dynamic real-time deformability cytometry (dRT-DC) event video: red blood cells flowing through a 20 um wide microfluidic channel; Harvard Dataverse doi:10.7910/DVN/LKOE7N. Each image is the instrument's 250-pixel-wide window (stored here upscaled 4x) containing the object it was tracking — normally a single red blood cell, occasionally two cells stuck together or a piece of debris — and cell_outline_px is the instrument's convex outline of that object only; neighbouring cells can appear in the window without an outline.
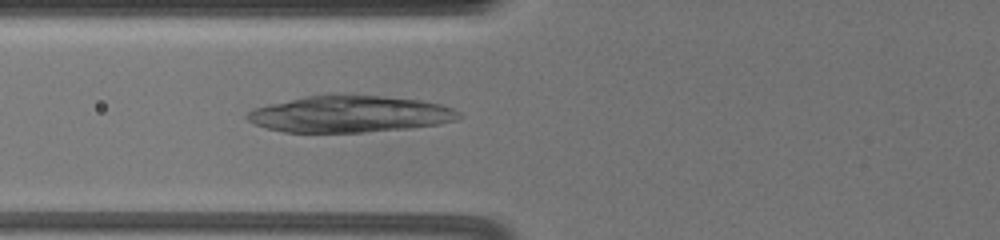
{"species": "common noctule bat (a hibernating species)", "species_latin": "Nyctalus noctula", "temperature_condition": "warm", "stored_images_in_passage": 66, "camera_frame_rate_fps": 3000, "um_per_image_px": 0.085, "animal": {"sex": "female", "body_mass_g": 19.5, "forearm_length_mm": 54.1}, "frame": {"image": 1, "passage_image": 30, "time_ms": 9.667, "image_size_px": [1000, 240], "cell_outline_px": [[460, 116], [456, 120], [440, 124], [408, 128], [364, 132], [284, 132], [268, 128], [256, 124], [248, 120], [244, 116], [248, 112], [256, 108], [268, 104], [308, 96], [380, 96], [420, 100], [440, 104], [452, 108], [460, 112]], "centroid_in_image_um": [29.75, 9.71], "position_along_channel_um": 96.0, "area_um2": 44.39}}
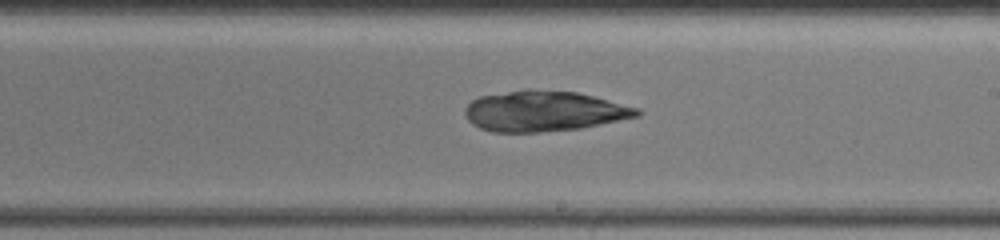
{"frame": {"image": 2, "passage_image": 43, "time_ms": 14.0, "image_size_px": [1000, 240], "cell_outline_px": [[644, 112], [640, 116], [580, 128], [540, 132], [492, 132], [480, 128], [472, 124], [468, 120], [464, 112], [464, 108], [472, 100], [480, 96], [524, 88], [532, 88], [576, 92], [640, 108]], "centroid_in_image_um": [46.22, 9.43], "position_along_channel_um": 242.8, "area_um2": 40.92}}
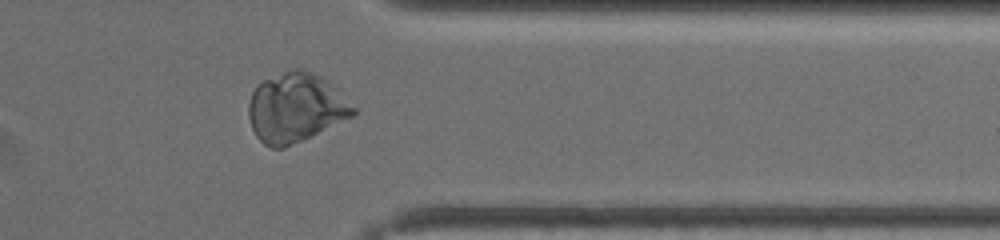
{"frame": {"image": 3, "passage_image": 56, "time_ms": 18.333, "image_size_px": [1000, 240], "cell_outline_px": [[356, 112], [352, 116], [284, 148], [272, 148], [264, 144], [256, 136], [252, 128], [248, 116], [248, 104], [252, 92], [264, 80], [284, 72], [296, 68], [300, 68], [312, 72], [328, 80], [356, 108]], "centroid_in_image_um": [25.12, 9.15], "position_along_channel_um": 386.3, "area_um2": 41.67}}